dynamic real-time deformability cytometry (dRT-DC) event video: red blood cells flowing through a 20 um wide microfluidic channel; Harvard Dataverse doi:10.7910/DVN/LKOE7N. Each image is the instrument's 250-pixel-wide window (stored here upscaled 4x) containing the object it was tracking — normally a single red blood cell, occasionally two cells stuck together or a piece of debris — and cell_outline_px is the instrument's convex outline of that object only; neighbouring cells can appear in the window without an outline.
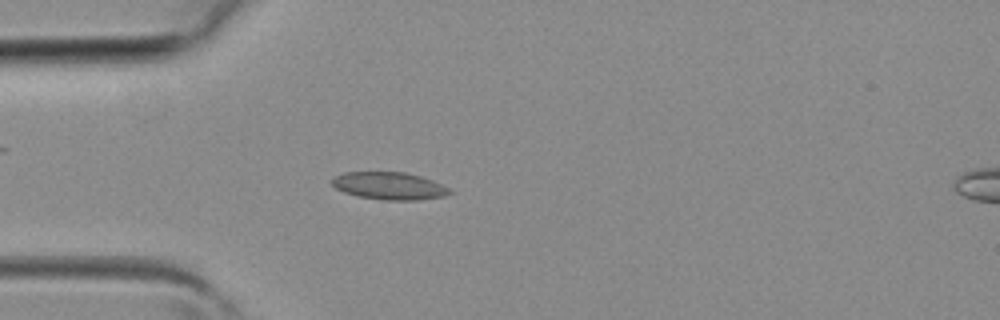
{"species": "common noctule bat (a hibernating species)", "species_latin": "Nyctalus noctula", "temperature_condition": "room temperature", "stored_images_in_passage": 4, "camera_frame_rate_fps": 3000, "um_per_image_px": 0.085, "animal": {"sex": "female", "body_mass_g": 19.3, "forearm_length_mm": 54.1}, "frame": {"image": 1, "passage_image": 3, "time_ms": 0.667, "image_size_px": [1000, 320], "cell_outline_px": [[452, 192], [444, 196], [420, 200], [384, 200], [356, 196], [344, 192], [336, 188], [332, 184], [332, 180], [336, 176], [344, 172], [404, 172], [420, 176], [432, 180], [448, 188]], "centroid_in_image_um": [33.08, 15.8], "position_along_channel_um": 51.9, "area_um2": 18.73}}